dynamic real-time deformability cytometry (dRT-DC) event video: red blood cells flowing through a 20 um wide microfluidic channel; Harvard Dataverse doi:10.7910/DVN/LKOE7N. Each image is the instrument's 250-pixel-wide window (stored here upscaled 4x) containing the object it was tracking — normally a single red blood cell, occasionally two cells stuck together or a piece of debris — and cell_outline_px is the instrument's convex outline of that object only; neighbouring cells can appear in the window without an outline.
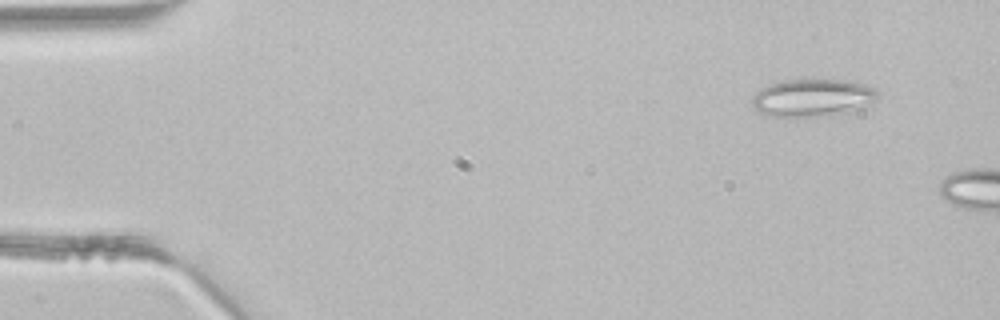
{"species": "common noctule bat (a hibernating species)", "species_latin": "Nyctalus noctula", "temperature_condition": "room temperature", "stored_images_in_passage": 3, "camera_frame_rate_fps": 3000, "um_per_image_px": 0.085, "animal": {"sex": "male", "body_mass_g": 21.5, "forearm_length_mm": 52.0}, "frame": {"image": 1, "passage_image": 1, "time_ms": 0.0, "image_size_px": [1000, 320], "cell_outline_px": [[880, 96], [864, 108], [852, 112], [812, 116], [772, 116], [756, 112], [752, 108], [752, 96], [760, 88], [768, 84], [784, 80], [804, 76], [844, 80], [864, 84], [876, 88], [880, 92]], "centroid_in_image_um": [69.07, 8.26], "position_along_channel_um": 15.9, "area_um2": 28.67}}